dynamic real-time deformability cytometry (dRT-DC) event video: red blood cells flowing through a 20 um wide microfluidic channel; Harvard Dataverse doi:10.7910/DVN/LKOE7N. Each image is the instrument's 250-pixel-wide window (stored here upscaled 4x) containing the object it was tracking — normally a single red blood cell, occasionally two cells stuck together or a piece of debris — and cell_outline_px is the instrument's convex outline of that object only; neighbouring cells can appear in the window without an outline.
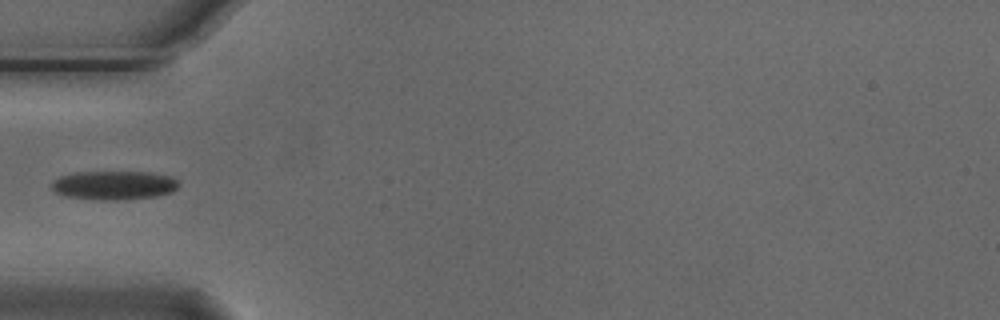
{"species": "Egyptian fruit bat (a non-hibernating species)", "species_latin": "Rousettus aegyptiacus", "temperature_condition": "cold", "stored_images_in_passage": 4, "camera_frame_rate_fps": 3000, "um_per_image_px": 0.085, "animal": {"sex": "male"}, "frame": {"image": 1, "passage_image": 4, "time_ms": 1.0, "image_size_px": [1000, 320], "cell_outline_px": [[180, 184], [172, 192], [156, 196], [120, 200], [96, 200], [68, 196], [56, 192], [52, 188], [52, 180], [60, 176], [72, 172], [152, 172], [172, 176]], "centroid_in_image_um": [9.7, 15.74], "position_along_channel_um": 75.3, "area_um2": 21.5}}